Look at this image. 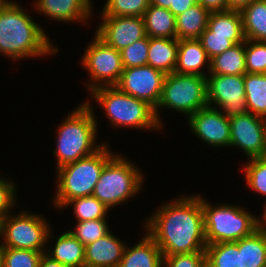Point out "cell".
<instances>
[{"instance_id": "cell-37", "label": "cell", "mask_w": 266, "mask_h": 267, "mask_svg": "<svg viewBox=\"0 0 266 267\" xmlns=\"http://www.w3.org/2000/svg\"><path fill=\"white\" fill-rule=\"evenodd\" d=\"M149 49V36L139 39L129 46L123 48L121 53L124 68L147 65Z\"/></svg>"}, {"instance_id": "cell-35", "label": "cell", "mask_w": 266, "mask_h": 267, "mask_svg": "<svg viewBox=\"0 0 266 267\" xmlns=\"http://www.w3.org/2000/svg\"><path fill=\"white\" fill-rule=\"evenodd\" d=\"M107 219L77 222L75 229L69 230L84 246L96 241L110 232Z\"/></svg>"}, {"instance_id": "cell-21", "label": "cell", "mask_w": 266, "mask_h": 267, "mask_svg": "<svg viewBox=\"0 0 266 267\" xmlns=\"http://www.w3.org/2000/svg\"><path fill=\"white\" fill-rule=\"evenodd\" d=\"M46 250L48 256L66 267H85V246L70 231L58 236L52 250Z\"/></svg>"}, {"instance_id": "cell-12", "label": "cell", "mask_w": 266, "mask_h": 267, "mask_svg": "<svg viewBox=\"0 0 266 267\" xmlns=\"http://www.w3.org/2000/svg\"><path fill=\"white\" fill-rule=\"evenodd\" d=\"M166 74L149 65L124 68L118 83L119 90L156 108Z\"/></svg>"}, {"instance_id": "cell-9", "label": "cell", "mask_w": 266, "mask_h": 267, "mask_svg": "<svg viewBox=\"0 0 266 267\" xmlns=\"http://www.w3.org/2000/svg\"><path fill=\"white\" fill-rule=\"evenodd\" d=\"M47 220L43 216L26 212L7 215L0 221L1 247L46 252V242L51 238Z\"/></svg>"}, {"instance_id": "cell-34", "label": "cell", "mask_w": 266, "mask_h": 267, "mask_svg": "<svg viewBox=\"0 0 266 267\" xmlns=\"http://www.w3.org/2000/svg\"><path fill=\"white\" fill-rule=\"evenodd\" d=\"M248 160L243 168L246 184L256 193L266 196V156Z\"/></svg>"}, {"instance_id": "cell-39", "label": "cell", "mask_w": 266, "mask_h": 267, "mask_svg": "<svg viewBox=\"0 0 266 267\" xmlns=\"http://www.w3.org/2000/svg\"><path fill=\"white\" fill-rule=\"evenodd\" d=\"M15 185L0 177V221L3 220L16 203Z\"/></svg>"}, {"instance_id": "cell-2", "label": "cell", "mask_w": 266, "mask_h": 267, "mask_svg": "<svg viewBox=\"0 0 266 267\" xmlns=\"http://www.w3.org/2000/svg\"><path fill=\"white\" fill-rule=\"evenodd\" d=\"M57 52L42 27L20 4L7 0L0 8V53L9 59L20 60Z\"/></svg>"}, {"instance_id": "cell-38", "label": "cell", "mask_w": 266, "mask_h": 267, "mask_svg": "<svg viewBox=\"0 0 266 267\" xmlns=\"http://www.w3.org/2000/svg\"><path fill=\"white\" fill-rule=\"evenodd\" d=\"M163 267H207L206 252L163 256Z\"/></svg>"}, {"instance_id": "cell-17", "label": "cell", "mask_w": 266, "mask_h": 267, "mask_svg": "<svg viewBox=\"0 0 266 267\" xmlns=\"http://www.w3.org/2000/svg\"><path fill=\"white\" fill-rule=\"evenodd\" d=\"M111 233L85 246V267H118L126 244Z\"/></svg>"}, {"instance_id": "cell-30", "label": "cell", "mask_w": 266, "mask_h": 267, "mask_svg": "<svg viewBox=\"0 0 266 267\" xmlns=\"http://www.w3.org/2000/svg\"><path fill=\"white\" fill-rule=\"evenodd\" d=\"M73 204L76 222L106 219L109 209L93 195L76 197L68 201L64 206Z\"/></svg>"}, {"instance_id": "cell-13", "label": "cell", "mask_w": 266, "mask_h": 267, "mask_svg": "<svg viewBox=\"0 0 266 267\" xmlns=\"http://www.w3.org/2000/svg\"><path fill=\"white\" fill-rule=\"evenodd\" d=\"M229 122L230 147H239L249 159L266 156L265 118L247 112L229 118Z\"/></svg>"}, {"instance_id": "cell-3", "label": "cell", "mask_w": 266, "mask_h": 267, "mask_svg": "<svg viewBox=\"0 0 266 267\" xmlns=\"http://www.w3.org/2000/svg\"><path fill=\"white\" fill-rule=\"evenodd\" d=\"M90 101H85L68 114L59 125L56 149L57 168L73 163L98 151L104 143L95 144L97 120Z\"/></svg>"}, {"instance_id": "cell-1", "label": "cell", "mask_w": 266, "mask_h": 267, "mask_svg": "<svg viewBox=\"0 0 266 267\" xmlns=\"http://www.w3.org/2000/svg\"><path fill=\"white\" fill-rule=\"evenodd\" d=\"M146 221V232L155 240L163 256L205 251L204 217L201 195L181 196L163 204Z\"/></svg>"}, {"instance_id": "cell-5", "label": "cell", "mask_w": 266, "mask_h": 267, "mask_svg": "<svg viewBox=\"0 0 266 267\" xmlns=\"http://www.w3.org/2000/svg\"><path fill=\"white\" fill-rule=\"evenodd\" d=\"M90 93L100 103L114 127L162 129L157 120L155 108L148 102L124 93L116 86L99 87Z\"/></svg>"}, {"instance_id": "cell-29", "label": "cell", "mask_w": 266, "mask_h": 267, "mask_svg": "<svg viewBox=\"0 0 266 267\" xmlns=\"http://www.w3.org/2000/svg\"><path fill=\"white\" fill-rule=\"evenodd\" d=\"M205 252L207 267H241L238 241L210 244Z\"/></svg>"}, {"instance_id": "cell-8", "label": "cell", "mask_w": 266, "mask_h": 267, "mask_svg": "<svg viewBox=\"0 0 266 267\" xmlns=\"http://www.w3.org/2000/svg\"><path fill=\"white\" fill-rule=\"evenodd\" d=\"M208 106L206 76L195 74H166L155 114L160 125L159 108H169L187 114L189 118L199 109Z\"/></svg>"}, {"instance_id": "cell-23", "label": "cell", "mask_w": 266, "mask_h": 267, "mask_svg": "<svg viewBox=\"0 0 266 267\" xmlns=\"http://www.w3.org/2000/svg\"><path fill=\"white\" fill-rule=\"evenodd\" d=\"M142 18L147 36L152 38H177L175 16L169 9L150 4Z\"/></svg>"}, {"instance_id": "cell-44", "label": "cell", "mask_w": 266, "mask_h": 267, "mask_svg": "<svg viewBox=\"0 0 266 267\" xmlns=\"http://www.w3.org/2000/svg\"><path fill=\"white\" fill-rule=\"evenodd\" d=\"M264 213L261 218H256L257 229L266 232V204H264Z\"/></svg>"}, {"instance_id": "cell-22", "label": "cell", "mask_w": 266, "mask_h": 267, "mask_svg": "<svg viewBox=\"0 0 266 267\" xmlns=\"http://www.w3.org/2000/svg\"><path fill=\"white\" fill-rule=\"evenodd\" d=\"M210 12L201 4L196 3L175 17L178 40L199 39L207 28Z\"/></svg>"}, {"instance_id": "cell-40", "label": "cell", "mask_w": 266, "mask_h": 267, "mask_svg": "<svg viewBox=\"0 0 266 267\" xmlns=\"http://www.w3.org/2000/svg\"><path fill=\"white\" fill-rule=\"evenodd\" d=\"M196 3H199V0H150L151 5L169 9L175 17Z\"/></svg>"}, {"instance_id": "cell-45", "label": "cell", "mask_w": 266, "mask_h": 267, "mask_svg": "<svg viewBox=\"0 0 266 267\" xmlns=\"http://www.w3.org/2000/svg\"><path fill=\"white\" fill-rule=\"evenodd\" d=\"M0 267H2V251H1V246H0Z\"/></svg>"}, {"instance_id": "cell-32", "label": "cell", "mask_w": 266, "mask_h": 267, "mask_svg": "<svg viewBox=\"0 0 266 267\" xmlns=\"http://www.w3.org/2000/svg\"><path fill=\"white\" fill-rule=\"evenodd\" d=\"M2 267H39L44 252L1 247Z\"/></svg>"}, {"instance_id": "cell-43", "label": "cell", "mask_w": 266, "mask_h": 267, "mask_svg": "<svg viewBox=\"0 0 266 267\" xmlns=\"http://www.w3.org/2000/svg\"><path fill=\"white\" fill-rule=\"evenodd\" d=\"M39 267H66V266L52 259L50 256H48V254L43 253Z\"/></svg>"}, {"instance_id": "cell-27", "label": "cell", "mask_w": 266, "mask_h": 267, "mask_svg": "<svg viewBox=\"0 0 266 267\" xmlns=\"http://www.w3.org/2000/svg\"><path fill=\"white\" fill-rule=\"evenodd\" d=\"M245 99L248 112L266 117V74L245 73Z\"/></svg>"}, {"instance_id": "cell-31", "label": "cell", "mask_w": 266, "mask_h": 267, "mask_svg": "<svg viewBox=\"0 0 266 267\" xmlns=\"http://www.w3.org/2000/svg\"><path fill=\"white\" fill-rule=\"evenodd\" d=\"M150 6V0H107L102 16L142 17Z\"/></svg>"}, {"instance_id": "cell-16", "label": "cell", "mask_w": 266, "mask_h": 267, "mask_svg": "<svg viewBox=\"0 0 266 267\" xmlns=\"http://www.w3.org/2000/svg\"><path fill=\"white\" fill-rule=\"evenodd\" d=\"M36 11L55 21L87 22L92 13L91 0H37Z\"/></svg>"}, {"instance_id": "cell-20", "label": "cell", "mask_w": 266, "mask_h": 267, "mask_svg": "<svg viewBox=\"0 0 266 267\" xmlns=\"http://www.w3.org/2000/svg\"><path fill=\"white\" fill-rule=\"evenodd\" d=\"M177 38L149 37L147 65L165 74L174 72L177 63Z\"/></svg>"}, {"instance_id": "cell-41", "label": "cell", "mask_w": 266, "mask_h": 267, "mask_svg": "<svg viewBox=\"0 0 266 267\" xmlns=\"http://www.w3.org/2000/svg\"><path fill=\"white\" fill-rule=\"evenodd\" d=\"M199 4L210 13L228 10L227 0H199Z\"/></svg>"}, {"instance_id": "cell-46", "label": "cell", "mask_w": 266, "mask_h": 267, "mask_svg": "<svg viewBox=\"0 0 266 267\" xmlns=\"http://www.w3.org/2000/svg\"><path fill=\"white\" fill-rule=\"evenodd\" d=\"M7 0H0V8L6 3Z\"/></svg>"}, {"instance_id": "cell-19", "label": "cell", "mask_w": 266, "mask_h": 267, "mask_svg": "<svg viewBox=\"0 0 266 267\" xmlns=\"http://www.w3.org/2000/svg\"><path fill=\"white\" fill-rule=\"evenodd\" d=\"M146 235L133 247H125L118 267H163V254L155 240Z\"/></svg>"}, {"instance_id": "cell-6", "label": "cell", "mask_w": 266, "mask_h": 267, "mask_svg": "<svg viewBox=\"0 0 266 267\" xmlns=\"http://www.w3.org/2000/svg\"><path fill=\"white\" fill-rule=\"evenodd\" d=\"M207 245L237 242L257 230L256 216L241 206H212L201 197Z\"/></svg>"}, {"instance_id": "cell-10", "label": "cell", "mask_w": 266, "mask_h": 267, "mask_svg": "<svg viewBox=\"0 0 266 267\" xmlns=\"http://www.w3.org/2000/svg\"><path fill=\"white\" fill-rule=\"evenodd\" d=\"M94 36L81 59L92 80L91 84H87L90 92L103 86H115L124 70L120 51L108 45L96 33Z\"/></svg>"}, {"instance_id": "cell-26", "label": "cell", "mask_w": 266, "mask_h": 267, "mask_svg": "<svg viewBox=\"0 0 266 267\" xmlns=\"http://www.w3.org/2000/svg\"><path fill=\"white\" fill-rule=\"evenodd\" d=\"M241 267H266V232L256 230L238 240Z\"/></svg>"}, {"instance_id": "cell-18", "label": "cell", "mask_w": 266, "mask_h": 267, "mask_svg": "<svg viewBox=\"0 0 266 267\" xmlns=\"http://www.w3.org/2000/svg\"><path fill=\"white\" fill-rule=\"evenodd\" d=\"M203 66L208 68L209 74L210 58L199 39L178 40L177 63L174 72L207 77L208 75L202 71Z\"/></svg>"}, {"instance_id": "cell-11", "label": "cell", "mask_w": 266, "mask_h": 267, "mask_svg": "<svg viewBox=\"0 0 266 267\" xmlns=\"http://www.w3.org/2000/svg\"><path fill=\"white\" fill-rule=\"evenodd\" d=\"M206 79L208 106L215 105L229 118L248 112L244 75L209 74Z\"/></svg>"}, {"instance_id": "cell-42", "label": "cell", "mask_w": 266, "mask_h": 267, "mask_svg": "<svg viewBox=\"0 0 266 267\" xmlns=\"http://www.w3.org/2000/svg\"><path fill=\"white\" fill-rule=\"evenodd\" d=\"M254 0H227L228 10L241 11Z\"/></svg>"}, {"instance_id": "cell-4", "label": "cell", "mask_w": 266, "mask_h": 267, "mask_svg": "<svg viewBox=\"0 0 266 267\" xmlns=\"http://www.w3.org/2000/svg\"><path fill=\"white\" fill-rule=\"evenodd\" d=\"M115 154L110 152L107 143L93 154L57 169V192L54 206L63 208L64 205L76 198L93 195L105 164Z\"/></svg>"}, {"instance_id": "cell-14", "label": "cell", "mask_w": 266, "mask_h": 267, "mask_svg": "<svg viewBox=\"0 0 266 267\" xmlns=\"http://www.w3.org/2000/svg\"><path fill=\"white\" fill-rule=\"evenodd\" d=\"M188 119L191 132L213 147L230 146L231 130L229 117L215 107H204Z\"/></svg>"}, {"instance_id": "cell-15", "label": "cell", "mask_w": 266, "mask_h": 267, "mask_svg": "<svg viewBox=\"0 0 266 267\" xmlns=\"http://www.w3.org/2000/svg\"><path fill=\"white\" fill-rule=\"evenodd\" d=\"M96 34L118 51L145 38V26L142 17L134 16H102Z\"/></svg>"}, {"instance_id": "cell-24", "label": "cell", "mask_w": 266, "mask_h": 267, "mask_svg": "<svg viewBox=\"0 0 266 267\" xmlns=\"http://www.w3.org/2000/svg\"><path fill=\"white\" fill-rule=\"evenodd\" d=\"M245 73V42L235 44L210 59L209 74L244 75Z\"/></svg>"}, {"instance_id": "cell-7", "label": "cell", "mask_w": 266, "mask_h": 267, "mask_svg": "<svg viewBox=\"0 0 266 267\" xmlns=\"http://www.w3.org/2000/svg\"><path fill=\"white\" fill-rule=\"evenodd\" d=\"M142 183V173L134 163L115 154L105 164L93 196L110 209L139 193Z\"/></svg>"}, {"instance_id": "cell-36", "label": "cell", "mask_w": 266, "mask_h": 267, "mask_svg": "<svg viewBox=\"0 0 266 267\" xmlns=\"http://www.w3.org/2000/svg\"><path fill=\"white\" fill-rule=\"evenodd\" d=\"M246 73L266 74V42L245 40Z\"/></svg>"}, {"instance_id": "cell-28", "label": "cell", "mask_w": 266, "mask_h": 267, "mask_svg": "<svg viewBox=\"0 0 266 267\" xmlns=\"http://www.w3.org/2000/svg\"><path fill=\"white\" fill-rule=\"evenodd\" d=\"M207 27L213 35L244 36L242 16L236 10L211 12Z\"/></svg>"}, {"instance_id": "cell-33", "label": "cell", "mask_w": 266, "mask_h": 267, "mask_svg": "<svg viewBox=\"0 0 266 267\" xmlns=\"http://www.w3.org/2000/svg\"><path fill=\"white\" fill-rule=\"evenodd\" d=\"M245 40V36L213 35V32L208 27L199 37V41L210 59L228 50L235 44L245 42Z\"/></svg>"}, {"instance_id": "cell-25", "label": "cell", "mask_w": 266, "mask_h": 267, "mask_svg": "<svg viewBox=\"0 0 266 267\" xmlns=\"http://www.w3.org/2000/svg\"><path fill=\"white\" fill-rule=\"evenodd\" d=\"M240 13L245 39L266 42V0H254Z\"/></svg>"}]
</instances>
